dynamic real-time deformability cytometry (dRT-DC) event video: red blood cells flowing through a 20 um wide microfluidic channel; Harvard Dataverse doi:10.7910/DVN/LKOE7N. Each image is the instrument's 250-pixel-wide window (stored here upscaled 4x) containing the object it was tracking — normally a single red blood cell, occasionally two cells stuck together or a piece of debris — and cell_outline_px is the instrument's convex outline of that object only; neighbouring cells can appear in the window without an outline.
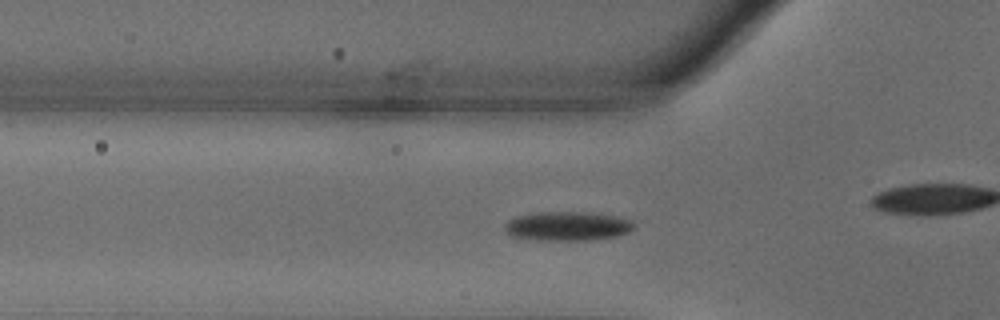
{"species": "common noctule bat (a hibernating species)", "species_latin": "Nyctalus noctula", "temperature_condition": "warm", "stored_images_in_passage": 52, "camera_frame_rate_fps": 3000, "um_per_image_px": 0.085, "animal": {"sex": "male", "body_mass_g": 18.8}, "frame": {"image": 1, "passage_image": 14, "time_ms": 4.333, "image_size_px": [1000, 320], "cell_outline_px": [[636, 228], [628, 232], [616, 236], [588, 240], [536, 240], [512, 236], [504, 228], [504, 224], [508, 220], [516, 216], [536, 212], [592, 212], [632, 220], [636, 224]], "centroid_in_image_um": [48.24, 19.21], "position_along_channel_um": 77.6, "area_um2": 22.02}}
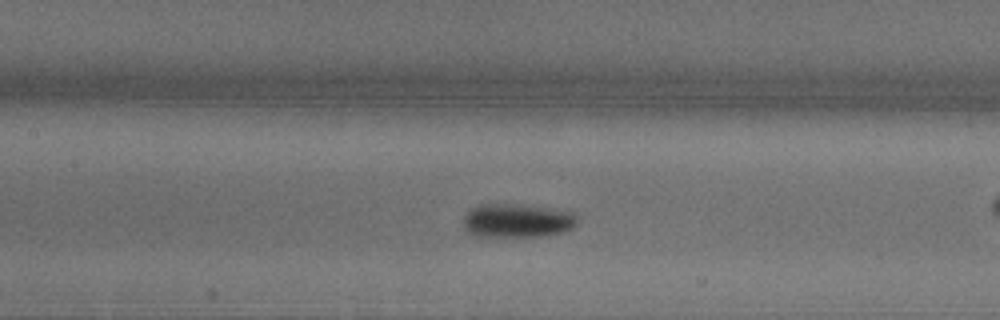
{"frame": {"image": 2, "passage_image": 21, "time_ms": 6.667, "image_size_px": [1000, 320], "cell_outline_px": [[576, 224], [572, 228], [564, 232], [548, 236], [472, 236], [464, 228], [464, 216], [476, 204], [512, 204], [576, 212]], "centroid_in_image_um": [43.95, 18.76], "position_along_channel_um": 163.5, "area_um2": 22.43}}
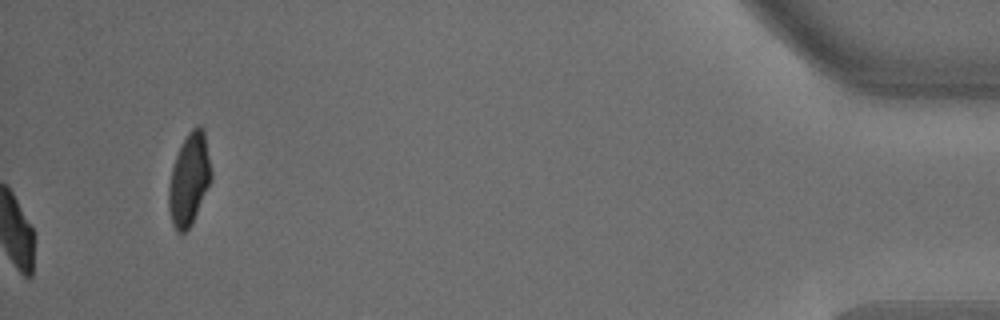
{"frame": {"image": 3, "passage_image": 52, "time_ms": 17.0, "image_size_px": [1000, 320], "cell_outline_px": [[212, 180], [192, 224], [184, 232], [176, 232], [172, 224], [168, 208], [168, 188], [172, 168], [180, 144], [188, 132], [196, 124], [200, 124], [204, 128], [212, 172]], "centroid_in_image_um": [16.09, 15.22], "position_along_channel_um": 419.1, "area_um2": 23.18}, "authors_computed_cell_mechanics": {"area_um2": 20.4612, "velocity_mm_per_s": 3.6364, "shape_relaxation_time_tau1_ms": 4.2233, "shape_relaxation_time_tau2_ms": null, "deformation_change_tau1": 0.1687, "deformation_change_tau2": null}}